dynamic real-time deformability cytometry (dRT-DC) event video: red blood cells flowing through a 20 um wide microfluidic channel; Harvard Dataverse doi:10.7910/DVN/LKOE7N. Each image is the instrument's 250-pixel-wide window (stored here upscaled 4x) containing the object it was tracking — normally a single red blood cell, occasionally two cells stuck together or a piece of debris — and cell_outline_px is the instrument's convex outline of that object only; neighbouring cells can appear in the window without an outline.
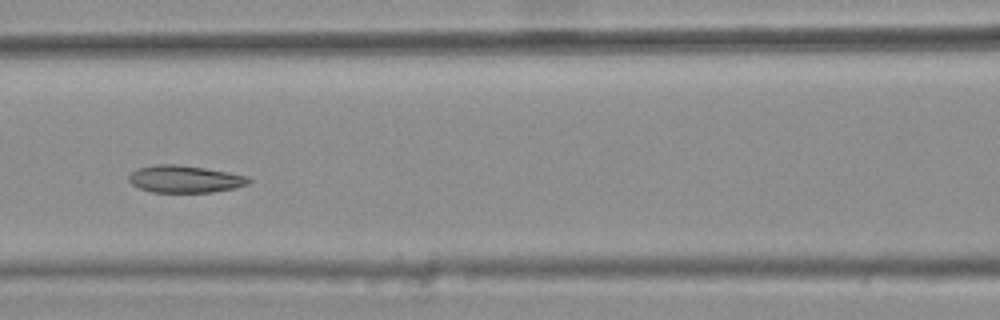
{"species": "common noctule bat (a hibernating species)", "species_latin": "Nyctalus noctula", "temperature_condition": "warm", "stored_images_in_passage": 8, "camera_frame_rate_fps": 3000, "um_per_image_px": 0.085, "animal": {"sex": "female", "body_mass_g": 25.1}, "frame": {"image": 1, "passage_image": 7, "time_ms": 2.0, "image_size_px": [1000, 320], "cell_outline_px": [[252, 180], [248, 184], [236, 188], [212, 192], [152, 192], [140, 188], [132, 184], [128, 180], [128, 176], [136, 168], [156, 164], [176, 164], [204, 168], [228, 172], [248, 176]], "centroid_in_image_um": [15.71, 15.22], "position_along_channel_um": 150.9, "area_um2": 19.07}}
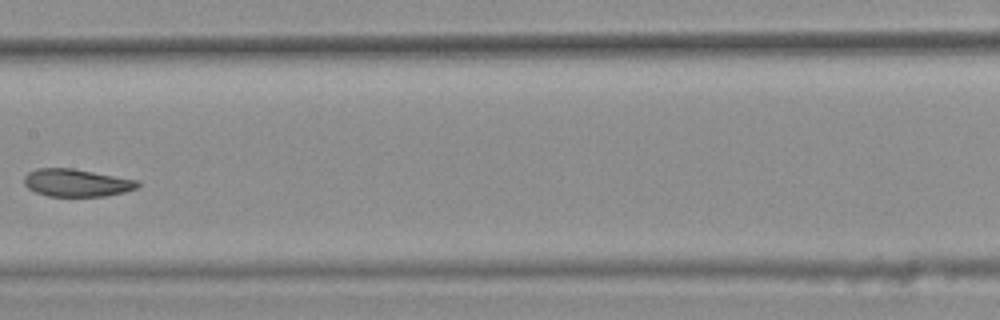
{"frame": {"image": 2, "passage_image": 8, "time_ms": 2.333, "image_size_px": [1000, 320], "cell_outline_px": [[140, 184], [136, 188], [124, 192], [104, 196], [48, 196], [36, 192], [28, 188], [24, 184], [24, 176], [28, 172], [36, 168], [72, 168], [140, 180]], "centroid_in_image_um": [6.51, 15.53], "position_along_channel_um": 200.9, "area_um2": 18.32}}